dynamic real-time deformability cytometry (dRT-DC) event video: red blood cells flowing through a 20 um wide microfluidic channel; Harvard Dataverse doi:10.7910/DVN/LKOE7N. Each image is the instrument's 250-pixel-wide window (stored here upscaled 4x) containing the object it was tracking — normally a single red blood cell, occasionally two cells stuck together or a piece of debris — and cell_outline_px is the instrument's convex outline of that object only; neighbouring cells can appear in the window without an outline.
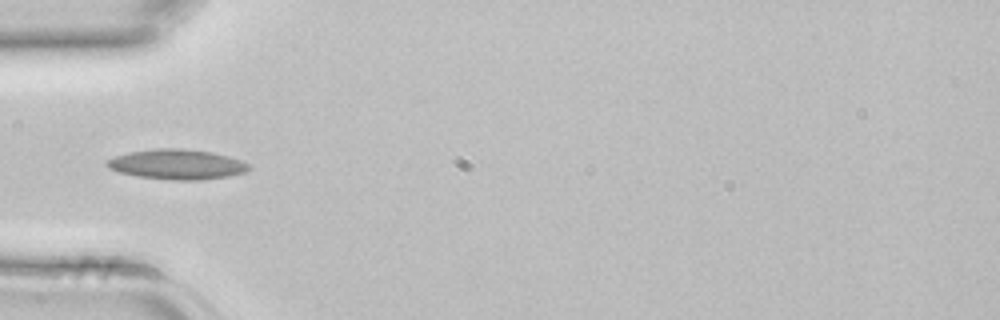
{"species": "common noctule bat (a hibernating species)", "species_latin": "Nyctalus noctula", "temperature_condition": "room temperature", "stored_images_in_passage": 4, "camera_frame_rate_fps": 3000, "um_per_image_px": 0.085, "animal": {"sex": "female", "body_mass_g": 22.7, "forearm_length_mm": 54.2}, "frame": {"image": 1, "passage_image": 4, "time_ms": 1.0, "image_size_px": [1000, 320], "cell_outline_px": [[252, 168], [244, 172], [228, 176], [200, 180], [172, 180], [136, 176], [120, 172], [108, 168], [104, 164], [104, 160], [128, 152], [156, 148], [184, 148], [212, 152], [228, 156], [240, 160], [248, 164]], "centroid_in_image_um": [15.01, 13.96], "position_along_channel_um": 70.0, "area_um2": 24.97}}